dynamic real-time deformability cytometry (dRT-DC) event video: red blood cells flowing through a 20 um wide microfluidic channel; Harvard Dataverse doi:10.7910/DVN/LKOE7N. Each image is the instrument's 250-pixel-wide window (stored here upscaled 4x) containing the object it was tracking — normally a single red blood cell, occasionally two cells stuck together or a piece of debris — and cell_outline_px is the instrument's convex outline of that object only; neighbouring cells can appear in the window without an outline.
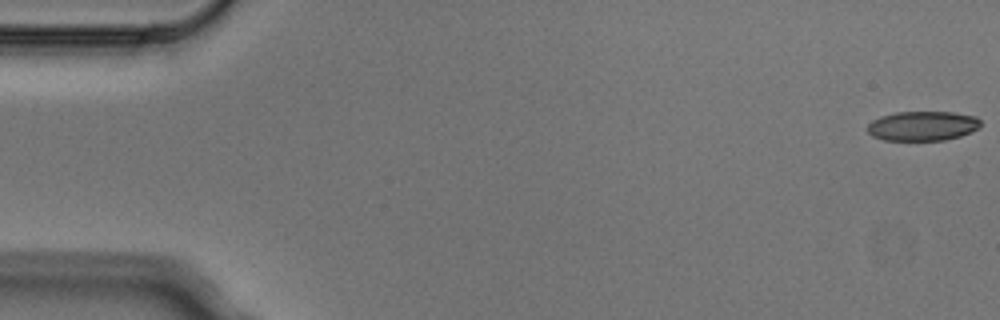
{"species": "Egyptian fruit bat (a non-hibernating species)", "species_latin": "Rousettus aegyptiacus", "temperature_condition": "cold", "stored_images_in_passage": 5, "camera_frame_rate_fps": 3000, "um_per_image_px": 0.085, "animal": {"sex": "male"}, "frame": {"image": 1, "passage_image": 1, "time_ms": 0.0, "image_size_px": [1000, 320], "cell_outline_px": [[980, 128], [972, 132], [960, 136], [944, 140], [884, 140], [872, 136], [868, 132], [868, 124], [872, 120], [880, 116], [896, 112], [952, 112], [976, 116], [980, 120]], "centroid_in_image_um": [78.43, 10.7], "position_along_channel_um": 6.6, "area_um2": 19.59}}
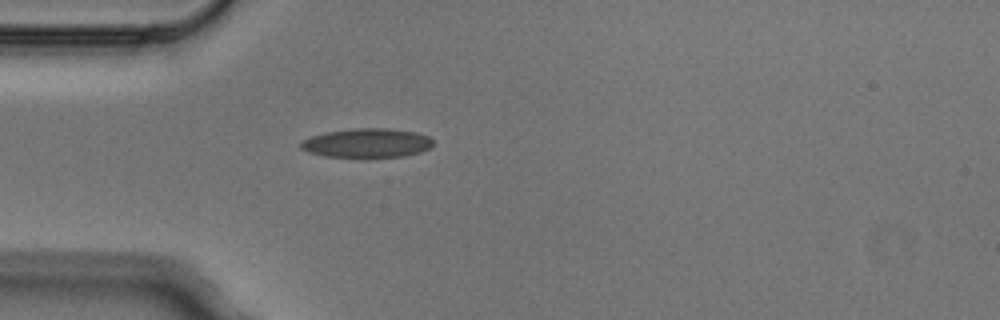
{"frame": {"image": 2, "passage_image": 5, "time_ms": 1.333, "image_size_px": [1000, 320], "cell_outline_px": [[432, 144], [428, 148], [420, 152], [404, 156], [324, 156], [308, 152], [300, 148], [300, 140], [312, 136], [328, 132], [352, 128], [388, 128], [416, 132], [428, 136], [432, 140]], "centroid_in_image_um": [31.17, 12.14], "position_along_channel_um": 53.8, "area_um2": 22.14}}